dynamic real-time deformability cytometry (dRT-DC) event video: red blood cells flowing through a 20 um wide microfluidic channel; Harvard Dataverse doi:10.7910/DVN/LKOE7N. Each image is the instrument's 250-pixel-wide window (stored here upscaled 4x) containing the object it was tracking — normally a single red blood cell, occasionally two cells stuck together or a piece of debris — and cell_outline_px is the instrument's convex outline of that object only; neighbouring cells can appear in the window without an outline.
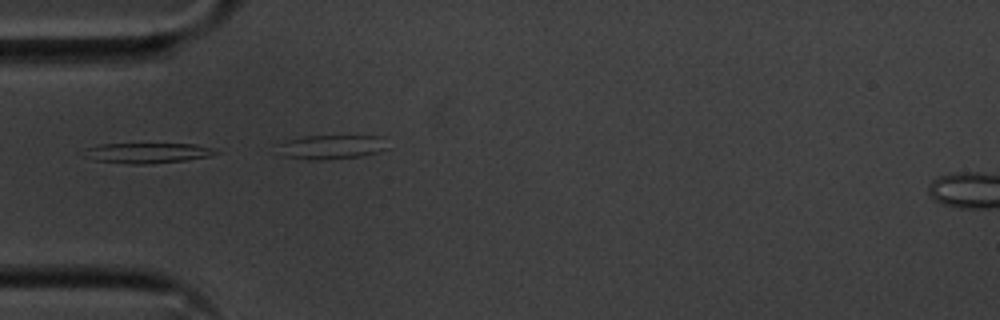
{"species": "common noctule bat (a hibernating species)", "species_latin": "Nyctalus noctula", "temperature_condition": "cold", "stored_images_in_passage": 4, "camera_frame_rate_fps": 3000, "um_per_image_px": 0.085, "animal": {"sex": "male", "body_mass_g": 20.1, "forearm_length_mm": 53.5}, "frame": {"image": 1, "passage_image": 1, "time_ms": 0.0, "image_size_px": [1000, 320], "cell_outline_px": [[220, 152], [212, 156], [184, 160], [148, 164], [128, 164], [96, 160], [84, 156], [88, 148], [100, 144], [196, 144]], "centroid_in_image_um": [12.54, 13.0], "position_along_channel_um": 72.5, "area_um2": 15.26}}